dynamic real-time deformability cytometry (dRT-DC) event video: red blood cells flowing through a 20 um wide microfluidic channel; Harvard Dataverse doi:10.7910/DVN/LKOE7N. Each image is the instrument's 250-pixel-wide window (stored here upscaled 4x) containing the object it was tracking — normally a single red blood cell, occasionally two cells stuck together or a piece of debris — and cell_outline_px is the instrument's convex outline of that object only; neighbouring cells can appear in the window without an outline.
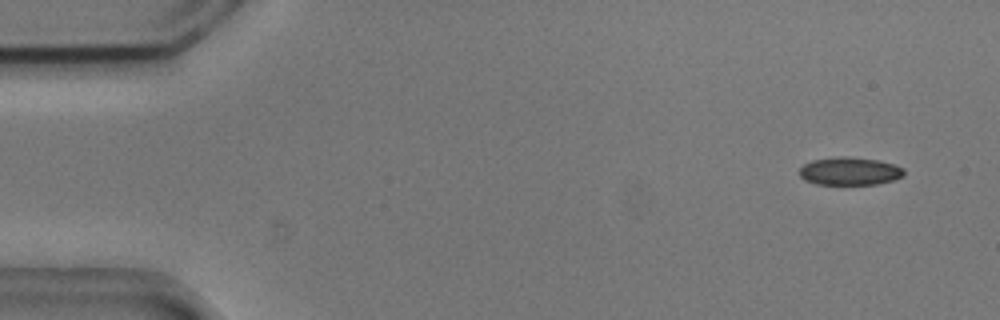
{"species": "common noctule bat (a hibernating species)", "species_latin": "Nyctalus noctula", "temperature_condition": "cold", "stored_images_in_passage": 9, "camera_frame_rate_fps": 3000, "um_per_image_px": 0.085, "animal": {"sex": "male", "body_mass_g": 20.5, "forearm_length_mm": 52.5}, "frame": {"image": 1, "passage_image": 4, "time_ms": 1.0, "image_size_px": [1000, 320], "cell_outline_px": [[904, 176], [892, 180], [876, 184], [816, 184], [804, 180], [800, 176], [800, 168], [804, 164], [812, 160], [836, 156], [848, 156], [876, 160], [892, 164], [904, 168]], "centroid_in_image_um": [72.2, 14.54], "position_along_channel_um": 12.8, "area_um2": 16.99}}